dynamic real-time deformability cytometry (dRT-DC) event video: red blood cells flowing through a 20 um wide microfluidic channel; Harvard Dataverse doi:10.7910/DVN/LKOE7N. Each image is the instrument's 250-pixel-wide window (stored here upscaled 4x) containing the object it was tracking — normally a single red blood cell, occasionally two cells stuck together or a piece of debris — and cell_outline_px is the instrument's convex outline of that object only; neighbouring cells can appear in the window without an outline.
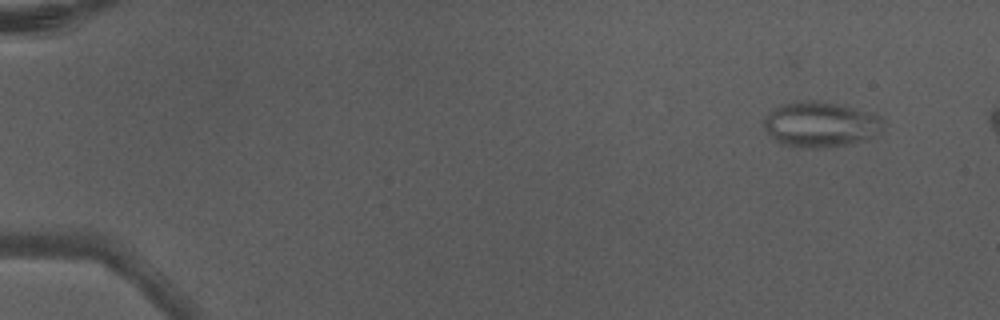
{"species": "Egyptian fruit bat (a non-hibernating species)", "species_latin": "Rousettus aegyptiacus", "temperature_condition": "warm", "stored_images_in_passage": 7, "camera_frame_rate_fps": 3000, "um_per_image_px": 0.085, "animal": {"sex": "male"}, "frame": {"image": 1, "passage_image": 2, "time_ms": 0.333, "image_size_px": [1000, 320], "cell_outline_px": [[884, 120], [880, 132], [876, 136], [868, 140], [820, 148], [808, 148], [784, 144], [776, 140], [764, 128], [764, 116], [776, 108], [784, 104], [804, 100], [816, 100], [836, 104], [852, 108], [880, 116]], "centroid_in_image_um": [69.76, 10.58], "position_along_channel_um": 15.2, "area_um2": 31.1}}
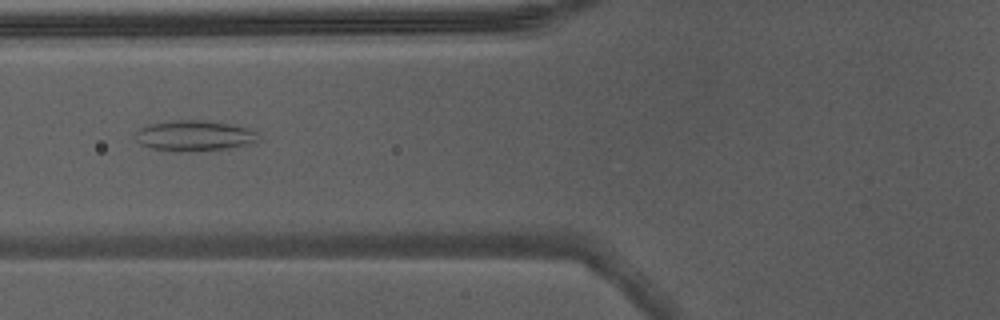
{"frame": {"image": 2, "passage_image": 7, "time_ms": 2.0, "image_size_px": [1000, 320], "cell_outline_px": [[260, 140], [232, 148], [196, 152], [176, 152], [152, 148], [140, 144], [136, 140], [136, 132], [140, 128], [152, 124], [172, 120], [204, 120], [232, 124], [248, 128], [256, 132]], "centroid_in_image_um": [16.53, 11.55], "position_along_channel_um": 109.3, "area_um2": 22.14}}